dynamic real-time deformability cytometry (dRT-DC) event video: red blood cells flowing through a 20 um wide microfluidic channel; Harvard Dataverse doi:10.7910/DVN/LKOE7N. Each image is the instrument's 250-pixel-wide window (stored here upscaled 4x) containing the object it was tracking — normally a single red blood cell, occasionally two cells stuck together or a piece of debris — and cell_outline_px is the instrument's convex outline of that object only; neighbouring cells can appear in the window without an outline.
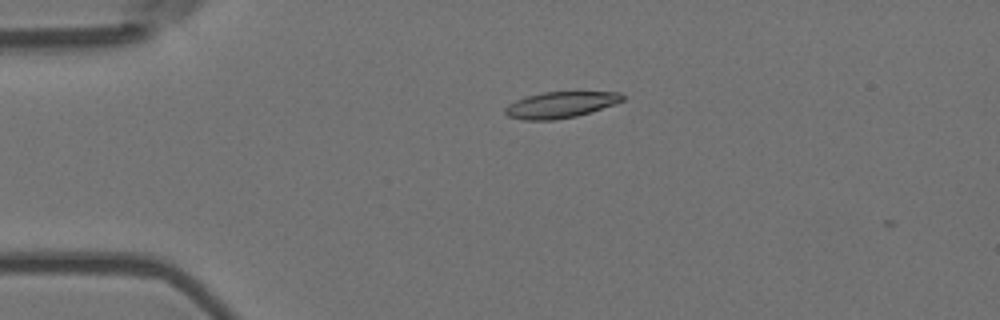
{"species": "Egyptian fruit bat (a non-hibernating species)", "species_latin": "Rousettus aegyptiacus", "temperature_condition": "room temperature", "stored_images_in_passage": 3, "camera_frame_rate_fps": 3000, "um_per_image_px": 0.085, "animal": {"sex": "female"}, "frame": {"image": 1, "passage_image": 2, "time_ms": 0.333, "image_size_px": [1000, 320], "cell_outline_px": [[624, 100], [576, 116], [556, 120], [524, 120], [508, 116], [504, 112], [504, 108], [508, 104], [524, 96], [544, 92], [620, 92], [624, 96]], "centroid_in_image_um": [47.57, 8.9], "position_along_channel_um": 37.4, "area_um2": 17.74}}